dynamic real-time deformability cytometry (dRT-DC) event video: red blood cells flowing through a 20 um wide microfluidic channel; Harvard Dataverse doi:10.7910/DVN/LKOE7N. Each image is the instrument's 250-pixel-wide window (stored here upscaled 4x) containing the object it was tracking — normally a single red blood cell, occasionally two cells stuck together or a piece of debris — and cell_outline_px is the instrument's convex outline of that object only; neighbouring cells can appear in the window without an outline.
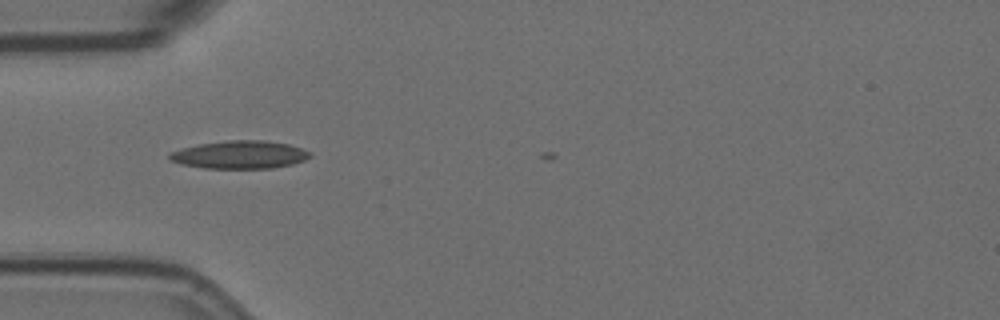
{"species": "Egyptian fruit bat (a non-hibernating species)", "species_latin": "Rousettus aegyptiacus", "temperature_condition": "room temperature", "stored_images_in_passage": 26, "camera_frame_rate_fps": 3000, "um_per_image_px": 0.085, "animal": {"sex": "female"}, "frame": {"image": 1, "passage_image": 2, "time_ms": 0.333, "image_size_px": [1000, 320], "cell_outline_px": [[312, 156], [304, 160], [292, 164], [272, 168], [204, 168], [180, 164], [168, 160], [168, 152], [180, 148], [200, 144], [228, 140], [264, 140], [288, 144], [312, 152]], "centroid_in_image_um": [20.34, 13.15], "position_along_channel_um": 64.7, "area_um2": 23.0}, "authors_computed_cell_mechanics": {"area_um2": 11.9935, "velocity_mm_per_s": 3.5126, "shape_relaxation_time_tau1_ms": 4.2687, "shape_relaxation_time_tau2_ms": null, "deformation_change_tau1": 0.1522, "deformation_change_tau2": null}}